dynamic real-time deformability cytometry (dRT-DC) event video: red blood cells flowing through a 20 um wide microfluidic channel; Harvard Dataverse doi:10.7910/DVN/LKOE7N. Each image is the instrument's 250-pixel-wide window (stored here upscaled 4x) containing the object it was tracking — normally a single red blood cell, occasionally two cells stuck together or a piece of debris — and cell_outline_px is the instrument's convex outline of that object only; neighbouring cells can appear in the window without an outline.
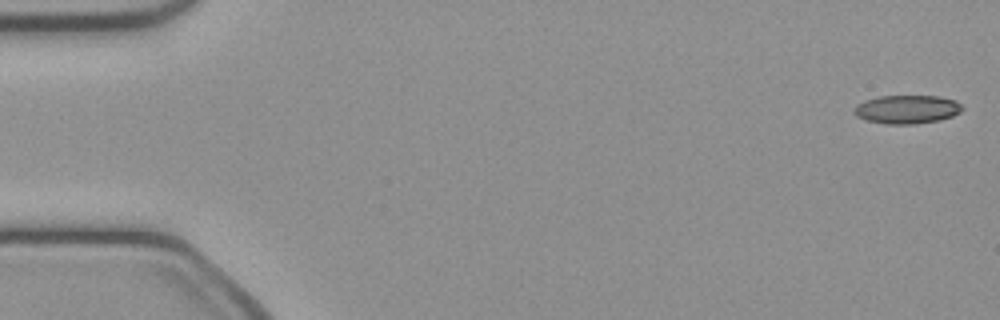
{"species": "common noctule bat (a hibernating species)", "species_latin": "Nyctalus noctula", "temperature_condition": "cold", "stored_images_in_passage": 9, "camera_frame_rate_fps": 3000, "um_per_image_px": 0.085, "animal": {"sex": "female", "body_mass_g": 21.9}, "frame": {"image": 1, "passage_image": 1, "time_ms": 0.0, "image_size_px": [1000, 320], "cell_outline_px": [[964, 108], [960, 112], [952, 116], [940, 120], [916, 124], [884, 124], [868, 120], [856, 116], [856, 104], [864, 100], [880, 96], [940, 96], [956, 100]], "centroid_in_image_um": [77.13, 9.29], "position_along_channel_um": 7.9, "area_um2": 17.98}}